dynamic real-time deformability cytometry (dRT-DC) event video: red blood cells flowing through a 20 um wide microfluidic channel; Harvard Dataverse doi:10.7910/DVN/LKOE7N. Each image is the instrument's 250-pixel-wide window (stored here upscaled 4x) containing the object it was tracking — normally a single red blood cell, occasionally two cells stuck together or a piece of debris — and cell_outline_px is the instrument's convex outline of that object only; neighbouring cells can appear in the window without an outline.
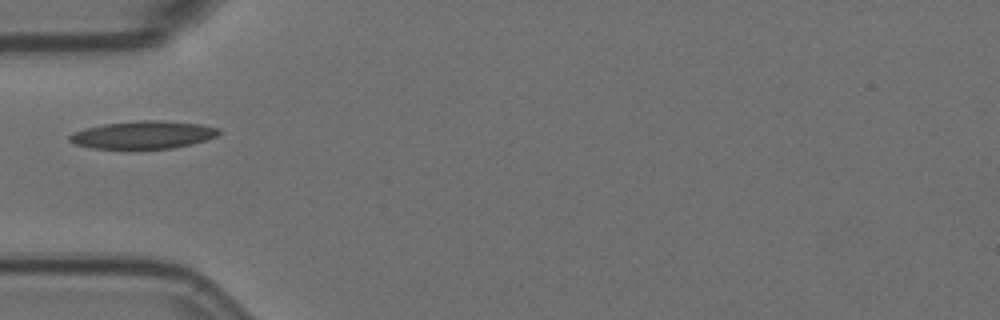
{"species": "Egyptian fruit bat (a non-hibernating species)", "species_latin": "Rousettus aegyptiacus", "temperature_condition": "room temperature", "stored_images_in_passage": 1, "camera_frame_rate_fps": 3000, "um_per_image_px": 0.085, "animal": {"sex": "female"}, "frame": {"image": 1, "passage_image": 1, "time_ms": 0.0, "image_size_px": [1000, 320], "cell_outline_px": [[220, 132], [216, 136], [204, 140], [172, 148], [92, 148], [76, 144], [68, 140], [68, 136], [72, 132], [84, 128], [104, 124], [140, 120], [160, 120], [200, 124], [220, 128]], "centroid_in_image_um": [12.13, 11.45], "position_along_channel_um": 72.9, "area_um2": 23.87}}